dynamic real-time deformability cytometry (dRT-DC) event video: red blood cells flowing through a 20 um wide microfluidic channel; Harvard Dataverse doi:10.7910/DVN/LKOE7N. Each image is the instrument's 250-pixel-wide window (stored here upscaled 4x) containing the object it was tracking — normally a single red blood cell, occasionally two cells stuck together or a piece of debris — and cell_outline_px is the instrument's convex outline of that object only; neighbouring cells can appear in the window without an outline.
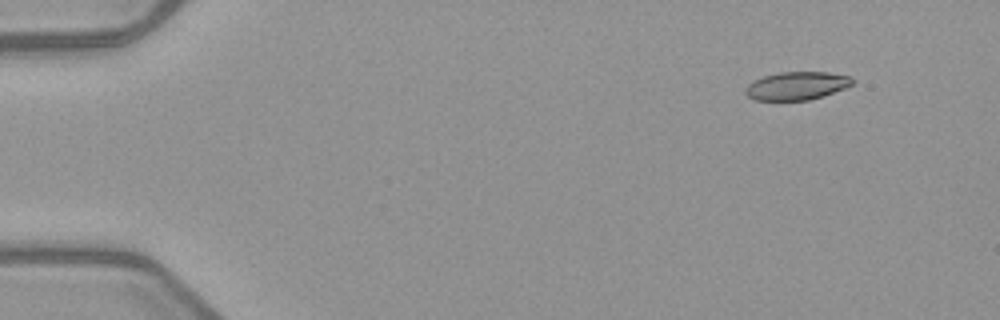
{"species": "common noctule bat (a hibernating species)", "species_latin": "Nyctalus noctula", "temperature_condition": "warm", "stored_images_in_passage": 5, "segment_of_instrument_passage": [1, 2], "camera_frame_rate_fps": 3000, "um_per_image_px": 0.085, "animal": {"sex": "female", "body_mass_g": 21.9}, "frame": {"image": 1, "passage_image": 2, "time_ms": 1.0, "image_size_px": [1000, 320], "cell_outline_px": [[856, 80], [852, 84], [844, 88], [824, 96], [808, 100], [756, 100], [748, 96], [744, 92], [744, 88], [752, 80], [764, 76], [780, 72], [828, 72], [852, 76]], "centroid_in_image_um": [67.73, 7.28], "position_along_channel_um": 17.3, "area_um2": 17.69}}
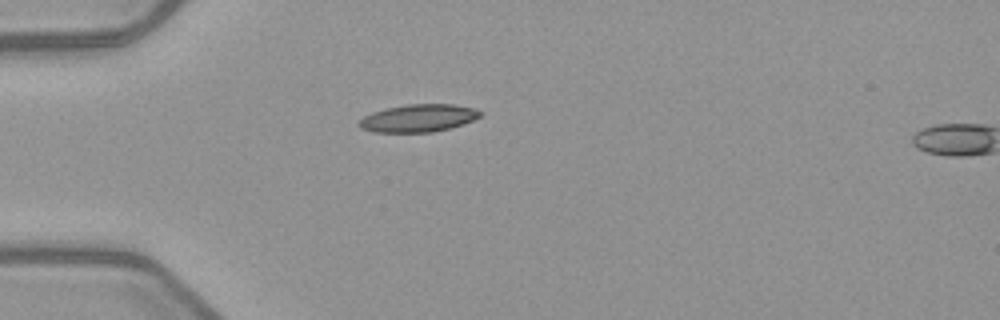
{"frame": {"image": 2, "passage_image": 4, "time_ms": 4.333, "image_size_px": [1000, 320], "cell_outline_px": [[480, 116], [464, 124], [432, 132], [372, 132], [360, 128], [356, 124], [364, 116], [372, 112], [384, 108], [408, 104], [452, 104], [476, 108], [480, 112]], "centroid_in_image_um": [35.51, 10.04], "position_along_channel_um": 49.5, "area_um2": 19.54}}